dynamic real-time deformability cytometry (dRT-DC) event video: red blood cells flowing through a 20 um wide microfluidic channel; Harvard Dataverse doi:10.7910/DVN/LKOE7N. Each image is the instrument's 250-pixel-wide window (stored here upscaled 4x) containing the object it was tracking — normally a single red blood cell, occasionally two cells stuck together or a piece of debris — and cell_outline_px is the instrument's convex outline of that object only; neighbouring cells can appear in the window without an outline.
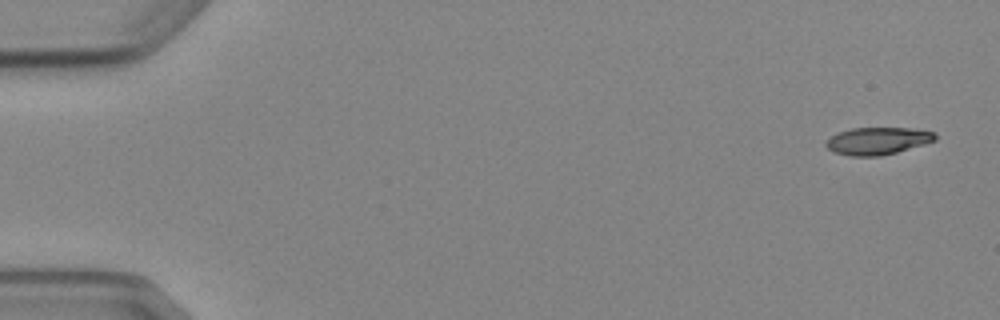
{"species": "Egyptian fruit bat (a non-hibernating species)", "species_latin": "Rousettus aegyptiacus", "temperature_condition": "cold", "stored_images_in_passage": 5, "camera_frame_rate_fps": 3000, "um_per_image_px": 0.085, "animal": {"sex": "female"}, "frame": {"image": 1, "passage_image": 1, "time_ms": 0.0, "image_size_px": [1000, 320], "cell_outline_px": [[936, 140], [924, 144], [896, 152], [880, 156], [852, 156], [836, 152], [828, 148], [824, 144], [836, 132], [852, 128], [912, 128], [936, 132]], "centroid_in_image_um": [74.61, 11.96], "position_along_channel_um": 10.4, "area_um2": 17.28}}
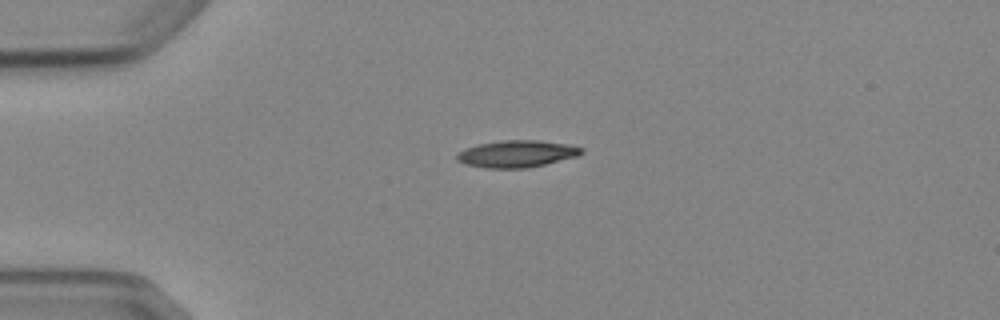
{"frame": {"image": 2, "passage_image": 4, "time_ms": 3.667, "image_size_px": [1000, 320], "cell_outline_px": [[584, 152], [576, 156], [528, 168], [488, 168], [464, 164], [456, 160], [456, 152], [464, 148], [476, 144], [500, 140], [536, 140], [568, 144], [584, 148]], "centroid_in_image_um": [43.87, 13.06], "position_along_channel_um": 41.1, "area_um2": 19.71}}